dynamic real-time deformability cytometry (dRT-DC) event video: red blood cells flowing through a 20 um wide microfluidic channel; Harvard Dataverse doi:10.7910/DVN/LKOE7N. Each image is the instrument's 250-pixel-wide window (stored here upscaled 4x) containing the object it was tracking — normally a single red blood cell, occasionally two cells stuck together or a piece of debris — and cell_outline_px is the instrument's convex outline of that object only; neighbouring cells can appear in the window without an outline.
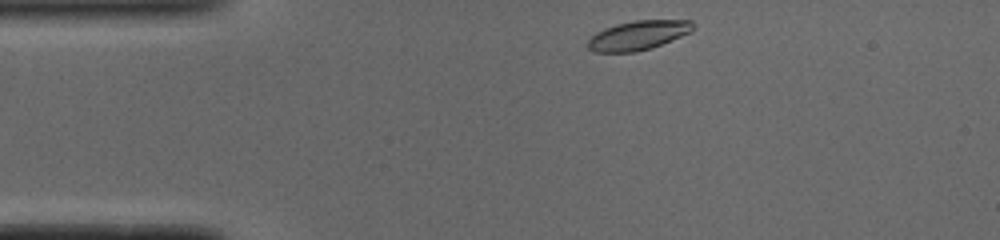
{"species": "common noctule bat (a hibernating species)", "species_latin": "Nyctalus noctula", "temperature_condition": "cold", "stored_images_in_passage": 10, "camera_frame_rate_fps": 3000, "um_per_image_px": 0.085, "animal": {"sex": "male", "body_mass_g": 19.0, "forearm_length_mm": 50.8}, "frame": {"image": 1, "passage_image": 1, "time_ms": 0.0, "image_size_px": [1000, 240], "cell_outline_px": [[692, 32], [652, 48], [636, 52], [596, 52], [588, 48], [588, 40], [596, 32], [604, 28], [616, 24], [636, 20], [692, 20]], "centroid_in_image_um": [54.24, 3.0], "position_along_channel_um": 30.8, "area_um2": 17.92}}
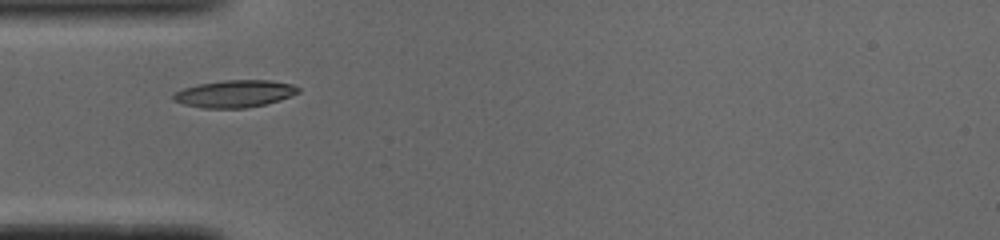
{"frame": {"image": 2, "passage_image": 7, "time_ms": 2.0, "image_size_px": [1000, 240], "cell_outline_px": [[300, 92], [292, 96], [280, 100], [264, 104], [244, 108], [204, 108], [184, 104], [172, 100], [172, 96], [176, 92], [184, 88], [200, 84], [224, 80], [272, 80], [292, 84], [300, 88]], "centroid_in_image_um": [19.99, 7.96], "position_along_channel_um": 65.0, "area_um2": 19.77}}
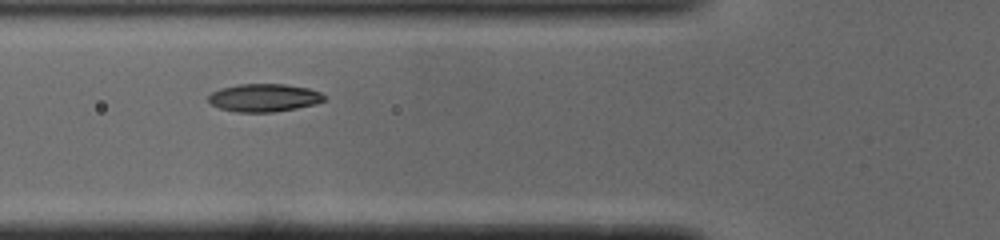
{"frame": {"image": 3, "passage_image": 10, "time_ms": 3.0, "image_size_px": [1000, 240], "cell_outline_px": [[328, 100], [296, 108], [272, 112], [236, 112], [220, 108], [212, 104], [208, 100], [208, 96], [212, 92], [220, 88], [240, 84], [284, 84], [308, 88], [320, 92]], "centroid_in_image_um": [22.44, 8.3], "position_along_channel_um": 103.4, "area_um2": 18.73}}